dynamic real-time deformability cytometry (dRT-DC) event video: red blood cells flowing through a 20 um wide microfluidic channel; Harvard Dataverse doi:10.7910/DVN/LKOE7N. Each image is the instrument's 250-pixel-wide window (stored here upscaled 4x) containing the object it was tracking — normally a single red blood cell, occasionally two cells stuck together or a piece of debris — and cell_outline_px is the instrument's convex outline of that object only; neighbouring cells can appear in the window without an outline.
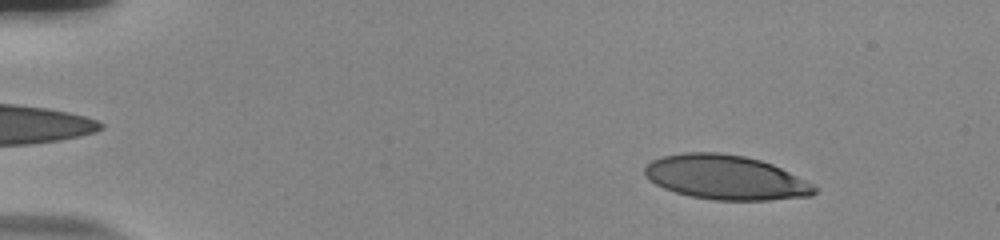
{"species": "human", "species_latin": "Homo sapiens", "temperature_condition": "room temperature", "stored_images_in_passage": 54, "camera_frame_rate_fps": 3000, "um_per_image_px": 0.085, "donor": {"sex": "male"}, "frame": {"image": 1, "passage_image": 7, "time_ms": 2.0, "image_size_px": [1000, 240], "cell_outline_px": [[812, 192], [792, 196], [760, 200], [724, 200], [696, 196], [680, 192], [668, 188], [652, 180], [648, 176], [648, 164], [656, 160], [668, 156], [740, 156], [756, 160], [768, 164], [784, 172], [812, 188]], "centroid_in_image_um": [61.61, 15.13], "position_along_channel_um": 23.4, "area_um2": 38.84}}
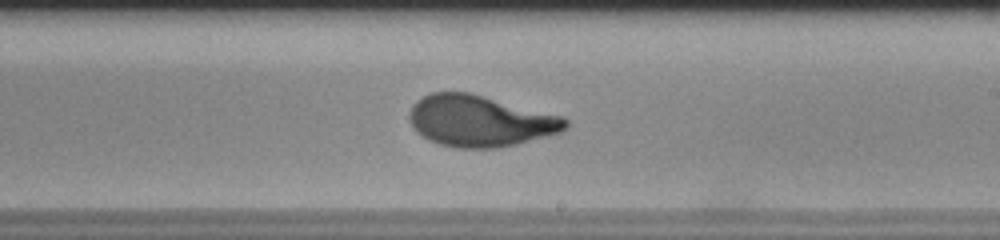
{"frame": {"image": 2, "passage_image": 33, "time_ms": 10.667, "image_size_px": [1000, 240], "cell_outline_px": [[564, 124], [560, 128], [552, 132], [504, 144], [448, 144], [436, 140], [420, 132], [416, 128], [412, 120], [412, 112], [416, 104], [420, 100], [428, 96], [440, 92], [460, 92], [476, 96], [564, 120]], "centroid_in_image_um": [40.62, 10.22], "position_along_channel_um": 248.4, "area_um2": 39.94}}
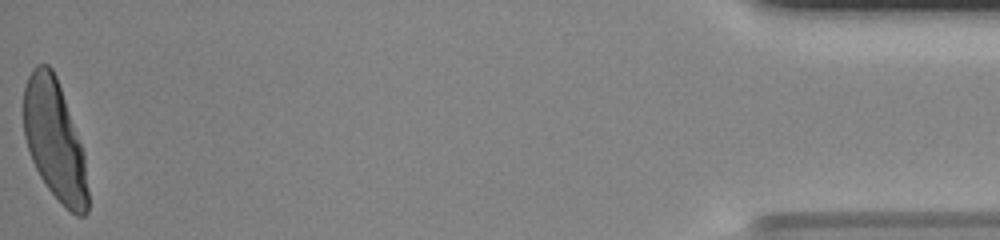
{"frame": {"image": 3, "passage_image": 54, "time_ms": 17.667, "image_size_px": [1000, 240], "cell_outline_px": [[88, 208], [84, 216], [80, 216], [72, 212], [52, 192], [44, 180], [32, 156], [24, 132], [24, 92], [28, 80], [32, 72], [40, 64], [44, 64], [52, 72], [60, 88], [80, 148], [84, 168], [88, 192]], "centroid_in_image_um": [4.63, 11.94], "position_along_channel_um": 430.6, "area_um2": 41.73}, "authors_computed_cell_mechanics": {"area_um2": 41.0958, "velocity_mm_per_s": 3.8262, "shape_relaxation_time_tau1_ms": 6.4127, "shape_relaxation_time_tau2_ms": null, "deformation_change_tau1": 0.2755, "deformation_change_tau2": null}}